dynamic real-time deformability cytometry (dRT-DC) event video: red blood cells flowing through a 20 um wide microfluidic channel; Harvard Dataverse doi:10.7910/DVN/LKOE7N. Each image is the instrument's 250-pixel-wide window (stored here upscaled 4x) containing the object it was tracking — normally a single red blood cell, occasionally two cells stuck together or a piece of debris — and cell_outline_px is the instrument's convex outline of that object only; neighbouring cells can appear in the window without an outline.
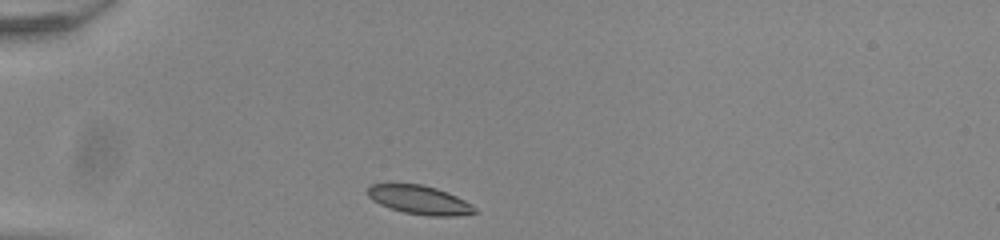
{"species": "common noctule bat (a hibernating species)", "species_latin": "Nyctalus noctula", "temperature_condition": "room temperature", "stored_images_in_passage": 31, "camera_frame_rate_fps": 3000, "um_per_image_px": 0.085, "animal": {"sex": "male", "body_mass_g": 20.0, "forearm_length_mm": 53.3}, "frame": {"image": 1, "passage_image": 1, "time_ms": 0.0, "image_size_px": [1000, 240], "cell_outline_px": [[480, 212], [452, 216], [428, 216], [404, 212], [380, 204], [372, 200], [368, 196], [368, 188], [372, 184], [420, 184], [436, 188], [448, 192], [472, 204]], "centroid_in_image_um": [35.69, 17.0], "position_along_channel_um": 49.3, "area_um2": 17.8}}
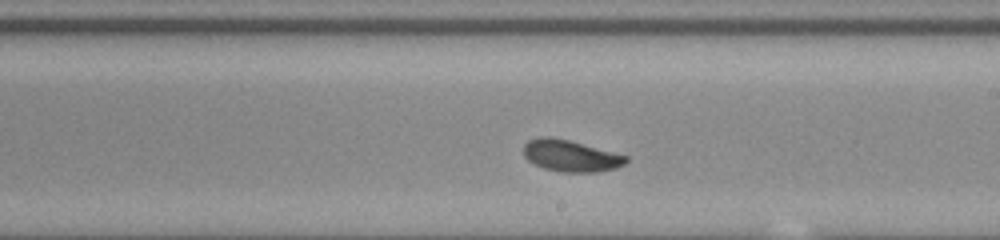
{"frame": {"image": 2, "passage_image": 18, "time_ms": 5.667, "image_size_px": [1000, 240], "cell_outline_px": [[628, 160], [624, 164], [616, 168], [596, 172], [564, 172], [544, 168], [528, 160], [524, 156], [524, 144], [528, 140], [540, 136], [548, 136], [568, 140], [628, 156]], "centroid_in_image_um": [48.49, 13.24], "position_along_channel_um": 240.5, "area_um2": 18.67}}
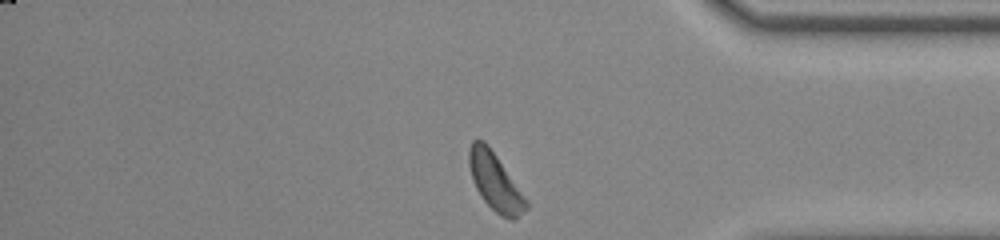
{"frame": {"image": 3, "passage_image": 31, "time_ms": 10.0, "image_size_px": [1000, 240], "cell_outline_px": [[528, 208], [516, 220], [512, 220], [500, 216], [484, 200], [476, 188], [472, 180], [468, 164], [468, 148], [472, 140], [484, 140], [488, 144], [528, 200]], "centroid_in_image_um": [42.09, 15.45], "position_along_channel_um": 393.1, "area_um2": 19.25}, "authors_computed_cell_mechanics": {"area_um2": 18.8428, "velocity_mm_per_s": 3.8646, "shape_relaxation_time_tau1_ms": 2.9796, "shape_relaxation_time_tau2_ms": null, "deformation_change_tau1": 0.1005, "deformation_change_tau2": null}}